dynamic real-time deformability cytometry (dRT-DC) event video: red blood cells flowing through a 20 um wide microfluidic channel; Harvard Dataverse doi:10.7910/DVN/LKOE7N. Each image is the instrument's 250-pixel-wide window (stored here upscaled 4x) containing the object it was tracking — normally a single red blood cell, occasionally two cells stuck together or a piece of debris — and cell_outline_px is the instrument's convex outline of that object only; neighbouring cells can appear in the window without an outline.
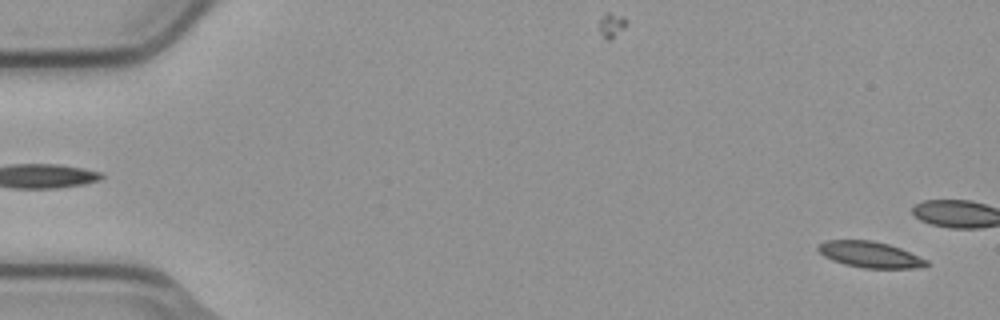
{"species": "common noctule bat (a hibernating species)", "species_latin": "Nyctalus noctula", "temperature_condition": "cold", "stored_images_in_passage": 5, "segment_of_instrument_passage": [2, 2], "camera_frame_rate_fps": 3000, "um_per_image_px": 0.085, "animal": {"sex": "male", "body_mass_g": 23.1, "forearm_length_mm": 52.7}, "frame": {"image": 1, "passage_image": 5, "time_ms": 1.333, "image_size_px": [1000, 320], "cell_outline_px": [[928, 264], [916, 268], [864, 268], [844, 264], [832, 260], [824, 256], [816, 248], [820, 244], [828, 240], [872, 240], [888, 244], [900, 248], [928, 260]], "centroid_in_image_um": [73.94, 21.63], "position_along_channel_um": 11.1, "area_um2": 16.3}}